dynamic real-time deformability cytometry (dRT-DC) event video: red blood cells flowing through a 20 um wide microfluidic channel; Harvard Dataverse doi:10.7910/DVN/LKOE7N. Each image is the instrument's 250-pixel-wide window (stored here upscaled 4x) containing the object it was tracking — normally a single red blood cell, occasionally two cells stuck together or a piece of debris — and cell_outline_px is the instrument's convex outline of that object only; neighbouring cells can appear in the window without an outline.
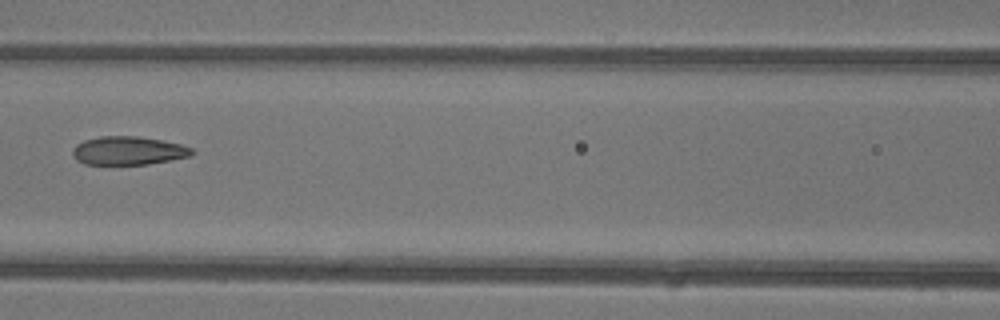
{"species": "common noctule bat (a hibernating species)", "species_latin": "Nyctalus noctula", "temperature_condition": "warm", "stored_images_in_passage": 33, "camera_frame_rate_fps": 3000, "um_per_image_px": 0.085, "animal": {"sex": "female"}, "frame": {"image": 1, "passage_image": 12, "time_ms": 3.667, "image_size_px": [1000, 320], "cell_outline_px": [[196, 152], [192, 156], [148, 164], [84, 164], [76, 160], [72, 152], [72, 148], [76, 144], [84, 140], [100, 136], [140, 136], [180, 144], [192, 148]], "centroid_in_image_um": [10.91, 12.8], "position_along_channel_um": 155.7, "area_um2": 19.88}}
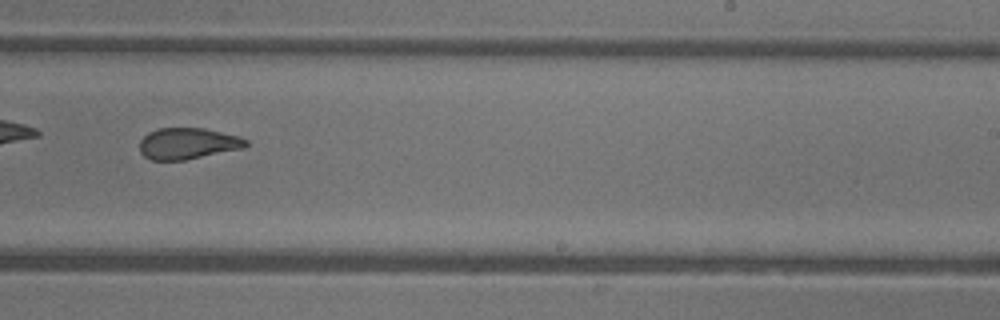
{"frame": {"image": 2, "passage_image": 20, "time_ms": 6.333, "image_size_px": [1000, 320], "cell_outline_px": [[248, 144], [244, 148], [184, 160], [152, 160], [144, 156], [140, 152], [140, 140], [148, 132], [156, 128], [204, 128], [240, 136], [248, 140]], "centroid_in_image_um": [15.96, 12.19], "position_along_channel_um": 273.0, "area_um2": 19.48}}
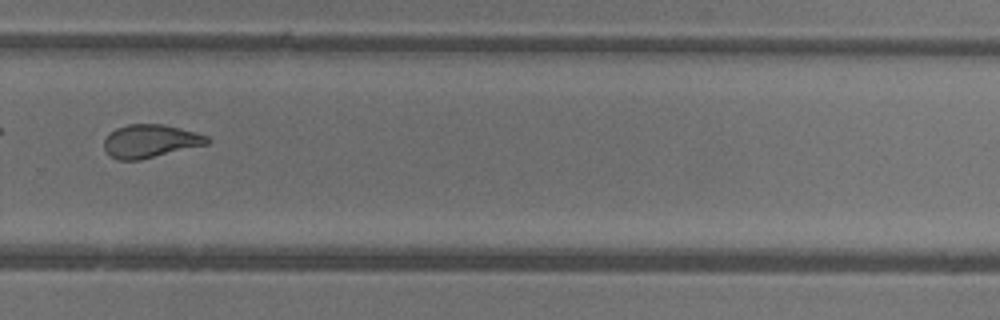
{"frame": {"image": 3, "passage_image": 23, "time_ms": 7.333, "image_size_px": [1000, 320], "cell_outline_px": [[212, 140], [208, 144], [140, 160], [116, 160], [104, 148], [104, 140], [116, 128], [128, 124], [164, 124], [196, 132], [208, 136]], "centroid_in_image_um": [12.81, 11.99], "position_along_channel_um": 317.0, "area_um2": 19.88}, "authors_computed_cell_mechanics": {"area_um2": 20.1144, "velocity_mm_per_s": 4.4204, "shape_relaxation_time_tau1_ms": null, "shape_relaxation_time_tau2_ms": 1.6586, "deformation_change_tau1": null, "deformation_change_tau2": 0.0885}}